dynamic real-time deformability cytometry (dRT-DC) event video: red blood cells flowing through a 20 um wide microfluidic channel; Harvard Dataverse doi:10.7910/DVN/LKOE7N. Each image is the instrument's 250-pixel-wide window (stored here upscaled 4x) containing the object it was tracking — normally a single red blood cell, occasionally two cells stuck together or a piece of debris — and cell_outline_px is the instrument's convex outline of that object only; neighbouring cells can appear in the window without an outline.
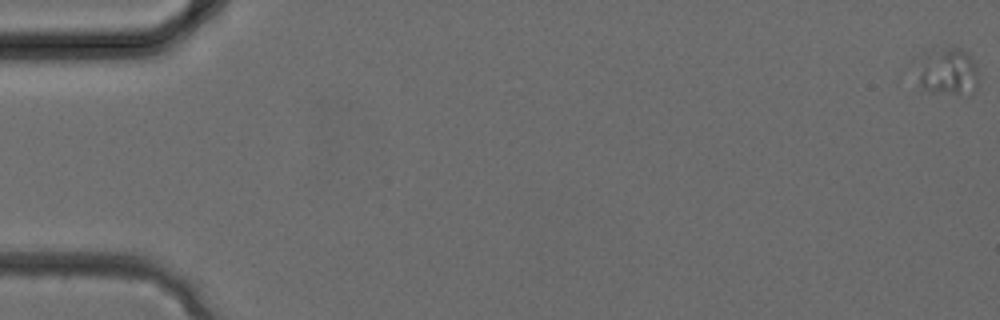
{"species": "common noctule bat (a hibernating species)", "species_latin": "Nyctalus noctula", "temperature_condition": "cold", "stored_images_in_passage": 34, "camera_frame_rate_fps": 3000, "um_per_image_px": 0.085, "animal": {"sex": "female", "body_mass_g": 24.6, "forearm_length_mm": 56.2}, "frame": {"image": 1, "passage_image": 1, "time_ms": 0.0, "image_size_px": [1000, 320], "cell_outline_px": [[976, 88], [972, 92], [932, 92], [920, 88], [920, 76], [924, 48], [960, 48], [968, 52], [972, 56], [976, 64]], "centroid_in_image_um": [80.57, 6.01], "position_along_channel_um": 4.4, "area_um2": 16.53}}
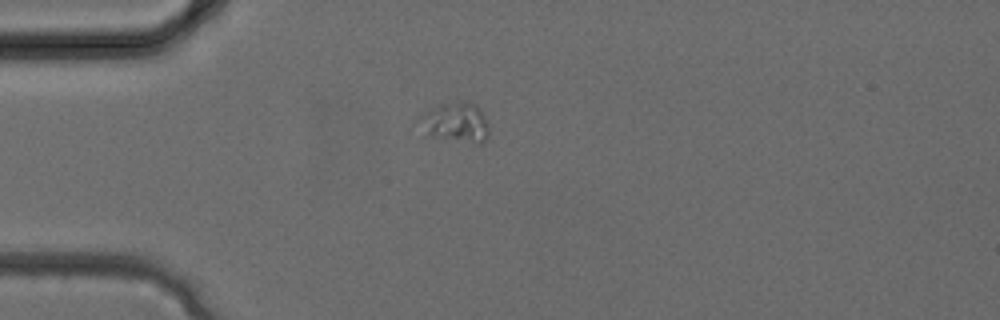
{"frame": {"image": 2, "passage_image": 10, "time_ms": 3.0, "image_size_px": [1000, 320], "cell_outline_px": [[488, 136], [484, 144], [476, 144], [440, 136], [428, 132], [420, 124], [420, 116], [424, 112], [440, 104], [464, 100], [476, 104], [480, 108], [488, 124]], "centroid_in_image_um": [38.83, 10.36], "position_along_channel_um": 46.2, "area_um2": 15.72}}